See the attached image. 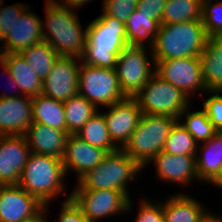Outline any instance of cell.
I'll use <instances>...</instances> for the list:
<instances>
[{
    "label": "cell",
    "instance_id": "6da1fadb",
    "mask_svg": "<svg viewBox=\"0 0 222 222\" xmlns=\"http://www.w3.org/2000/svg\"><path fill=\"white\" fill-rule=\"evenodd\" d=\"M74 10L55 0H46L42 34L43 40L49 43L59 56L81 59L85 49L87 26L85 29L82 27Z\"/></svg>",
    "mask_w": 222,
    "mask_h": 222
},
{
    "label": "cell",
    "instance_id": "7a4b0ae2",
    "mask_svg": "<svg viewBox=\"0 0 222 222\" xmlns=\"http://www.w3.org/2000/svg\"><path fill=\"white\" fill-rule=\"evenodd\" d=\"M127 45L125 24L102 12L87 25L85 49L80 60L89 66L115 69Z\"/></svg>",
    "mask_w": 222,
    "mask_h": 222
},
{
    "label": "cell",
    "instance_id": "3957f363",
    "mask_svg": "<svg viewBox=\"0 0 222 222\" xmlns=\"http://www.w3.org/2000/svg\"><path fill=\"white\" fill-rule=\"evenodd\" d=\"M207 39L202 20L161 24L152 47L154 60L200 57Z\"/></svg>",
    "mask_w": 222,
    "mask_h": 222
},
{
    "label": "cell",
    "instance_id": "277c9868",
    "mask_svg": "<svg viewBox=\"0 0 222 222\" xmlns=\"http://www.w3.org/2000/svg\"><path fill=\"white\" fill-rule=\"evenodd\" d=\"M65 176L62 159L31 152L18 185L43 205H49L58 195H67Z\"/></svg>",
    "mask_w": 222,
    "mask_h": 222
},
{
    "label": "cell",
    "instance_id": "5b68a950",
    "mask_svg": "<svg viewBox=\"0 0 222 222\" xmlns=\"http://www.w3.org/2000/svg\"><path fill=\"white\" fill-rule=\"evenodd\" d=\"M143 168L122 149L107 153L100 164L86 172L77 181L73 190L124 191L129 196L128 182L136 180Z\"/></svg>",
    "mask_w": 222,
    "mask_h": 222
},
{
    "label": "cell",
    "instance_id": "8992f818",
    "mask_svg": "<svg viewBox=\"0 0 222 222\" xmlns=\"http://www.w3.org/2000/svg\"><path fill=\"white\" fill-rule=\"evenodd\" d=\"M178 119L166 115L143 114L122 150L143 169L160 153L172 126Z\"/></svg>",
    "mask_w": 222,
    "mask_h": 222
},
{
    "label": "cell",
    "instance_id": "52a82bcc",
    "mask_svg": "<svg viewBox=\"0 0 222 222\" xmlns=\"http://www.w3.org/2000/svg\"><path fill=\"white\" fill-rule=\"evenodd\" d=\"M143 114L166 115L179 118L190 106V97L156 73L133 97Z\"/></svg>",
    "mask_w": 222,
    "mask_h": 222
},
{
    "label": "cell",
    "instance_id": "ba28073f",
    "mask_svg": "<svg viewBox=\"0 0 222 222\" xmlns=\"http://www.w3.org/2000/svg\"><path fill=\"white\" fill-rule=\"evenodd\" d=\"M78 94L85 97L97 109L109 107L127 98L120 88L115 69L98 68L80 61Z\"/></svg>",
    "mask_w": 222,
    "mask_h": 222
},
{
    "label": "cell",
    "instance_id": "9c48e42d",
    "mask_svg": "<svg viewBox=\"0 0 222 222\" xmlns=\"http://www.w3.org/2000/svg\"><path fill=\"white\" fill-rule=\"evenodd\" d=\"M115 71L123 93L134 97L155 73L152 48L127 45L118 57Z\"/></svg>",
    "mask_w": 222,
    "mask_h": 222
},
{
    "label": "cell",
    "instance_id": "30bf717a",
    "mask_svg": "<svg viewBox=\"0 0 222 222\" xmlns=\"http://www.w3.org/2000/svg\"><path fill=\"white\" fill-rule=\"evenodd\" d=\"M70 199L90 222L132 211L131 197L124 191L72 190Z\"/></svg>",
    "mask_w": 222,
    "mask_h": 222
},
{
    "label": "cell",
    "instance_id": "8fae6325",
    "mask_svg": "<svg viewBox=\"0 0 222 222\" xmlns=\"http://www.w3.org/2000/svg\"><path fill=\"white\" fill-rule=\"evenodd\" d=\"M155 73L182 90L191 99L200 90L208 93L202 78L200 57L154 60ZM192 95V96H191Z\"/></svg>",
    "mask_w": 222,
    "mask_h": 222
},
{
    "label": "cell",
    "instance_id": "7c38bea8",
    "mask_svg": "<svg viewBox=\"0 0 222 222\" xmlns=\"http://www.w3.org/2000/svg\"><path fill=\"white\" fill-rule=\"evenodd\" d=\"M79 58L58 56L42 84V93L58 101L78 94ZM79 62V63H78Z\"/></svg>",
    "mask_w": 222,
    "mask_h": 222
},
{
    "label": "cell",
    "instance_id": "4fadbf2b",
    "mask_svg": "<svg viewBox=\"0 0 222 222\" xmlns=\"http://www.w3.org/2000/svg\"><path fill=\"white\" fill-rule=\"evenodd\" d=\"M106 108L109 111L102 114L106 120L109 136L112 142L122 149L138 125L142 115L141 109L133 97H127Z\"/></svg>",
    "mask_w": 222,
    "mask_h": 222
},
{
    "label": "cell",
    "instance_id": "5bb4252c",
    "mask_svg": "<svg viewBox=\"0 0 222 222\" xmlns=\"http://www.w3.org/2000/svg\"><path fill=\"white\" fill-rule=\"evenodd\" d=\"M31 154L24 135L0 136V185H17Z\"/></svg>",
    "mask_w": 222,
    "mask_h": 222
},
{
    "label": "cell",
    "instance_id": "9a60e30c",
    "mask_svg": "<svg viewBox=\"0 0 222 222\" xmlns=\"http://www.w3.org/2000/svg\"><path fill=\"white\" fill-rule=\"evenodd\" d=\"M44 205L17 185H0V222H20Z\"/></svg>",
    "mask_w": 222,
    "mask_h": 222
},
{
    "label": "cell",
    "instance_id": "2e32d148",
    "mask_svg": "<svg viewBox=\"0 0 222 222\" xmlns=\"http://www.w3.org/2000/svg\"><path fill=\"white\" fill-rule=\"evenodd\" d=\"M28 7L1 41L0 54L20 53L43 40L42 20Z\"/></svg>",
    "mask_w": 222,
    "mask_h": 222
},
{
    "label": "cell",
    "instance_id": "e0dca14e",
    "mask_svg": "<svg viewBox=\"0 0 222 222\" xmlns=\"http://www.w3.org/2000/svg\"><path fill=\"white\" fill-rule=\"evenodd\" d=\"M107 154L102 148L94 147L76 134H69L62 158L65 173H76L77 180L89 170L95 169Z\"/></svg>",
    "mask_w": 222,
    "mask_h": 222
},
{
    "label": "cell",
    "instance_id": "ac0fdd59",
    "mask_svg": "<svg viewBox=\"0 0 222 222\" xmlns=\"http://www.w3.org/2000/svg\"><path fill=\"white\" fill-rule=\"evenodd\" d=\"M151 163L154 164L157 173L156 176H158L161 181L189 186L192 180H199L196 173L195 156L173 155L161 151L156 154L147 165Z\"/></svg>",
    "mask_w": 222,
    "mask_h": 222
},
{
    "label": "cell",
    "instance_id": "d6986e66",
    "mask_svg": "<svg viewBox=\"0 0 222 222\" xmlns=\"http://www.w3.org/2000/svg\"><path fill=\"white\" fill-rule=\"evenodd\" d=\"M32 98H0V136L24 135L33 122Z\"/></svg>",
    "mask_w": 222,
    "mask_h": 222
},
{
    "label": "cell",
    "instance_id": "ffe728a7",
    "mask_svg": "<svg viewBox=\"0 0 222 222\" xmlns=\"http://www.w3.org/2000/svg\"><path fill=\"white\" fill-rule=\"evenodd\" d=\"M24 136L32 153L62 159L69 133L32 122Z\"/></svg>",
    "mask_w": 222,
    "mask_h": 222
},
{
    "label": "cell",
    "instance_id": "44dd1931",
    "mask_svg": "<svg viewBox=\"0 0 222 222\" xmlns=\"http://www.w3.org/2000/svg\"><path fill=\"white\" fill-rule=\"evenodd\" d=\"M165 222H202L211 212L196 198L180 193L162 203Z\"/></svg>",
    "mask_w": 222,
    "mask_h": 222
},
{
    "label": "cell",
    "instance_id": "7402d4cb",
    "mask_svg": "<svg viewBox=\"0 0 222 222\" xmlns=\"http://www.w3.org/2000/svg\"><path fill=\"white\" fill-rule=\"evenodd\" d=\"M197 147L195 161L198 179L210 184L222 170V131H217Z\"/></svg>",
    "mask_w": 222,
    "mask_h": 222
},
{
    "label": "cell",
    "instance_id": "603a6c76",
    "mask_svg": "<svg viewBox=\"0 0 222 222\" xmlns=\"http://www.w3.org/2000/svg\"><path fill=\"white\" fill-rule=\"evenodd\" d=\"M200 62L207 90L222 91V35L208 36Z\"/></svg>",
    "mask_w": 222,
    "mask_h": 222
},
{
    "label": "cell",
    "instance_id": "cb8c5ba5",
    "mask_svg": "<svg viewBox=\"0 0 222 222\" xmlns=\"http://www.w3.org/2000/svg\"><path fill=\"white\" fill-rule=\"evenodd\" d=\"M23 96L36 97L42 93V80L19 53L0 54Z\"/></svg>",
    "mask_w": 222,
    "mask_h": 222
},
{
    "label": "cell",
    "instance_id": "d4e9b609",
    "mask_svg": "<svg viewBox=\"0 0 222 222\" xmlns=\"http://www.w3.org/2000/svg\"><path fill=\"white\" fill-rule=\"evenodd\" d=\"M161 22L149 18V15L136 9L128 17L125 28L127 44L130 46H146L152 48L159 32ZM146 42V43H145Z\"/></svg>",
    "mask_w": 222,
    "mask_h": 222
},
{
    "label": "cell",
    "instance_id": "484cf974",
    "mask_svg": "<svg viewBox=\"0 0 222 222\" xmlns=\"http://www.w3.org/2000/svg\"><path fill=\"white\" fill-rule=\"evenodd\" d=\"M33 122L67 132L62 101L40 94L32 98Z\"/></svg>",
    "mask_w": 222,
    "mask_h": 222
},
{
    "label": "cell",
    "instance_id": "4316f807",
    "mask_svg": "<svg viewBox=\"0 0 222 222\" xmlns=\"http://www.w3.org/2000/svg\"><path fill=\"white\" fill-rule=\"evenodd\" d=\"M90 145L102 148L107 153L119 149L111 140L106 120L102 112L98 111L93 115L76 134Z\"/></svg>",
    "mask_w": 222,
    "mask_h": 222
},
{
    "label": "cell",
    "instance_id": "83f0119b",
    "mask_svg": "<svg viewBox=\"0 0 222 222\" xmlns=\"http://www.w3.org/2000/svg\"><path fill=\"white\" fill-rule=\"evenodd\" d=\"M19 54L42 81L51 71L59 56L51 45L44 40L24 49Z\"/></svg>",
    "mask_w": 222,
    "mask_h": 222
},
{
    "label": "cell",
    "instance_id": "f1b7e54d",
    "mask_svg": "<svg viewBox=\"0 0 222 222\" xmlns=\"http://www.w3.org/2000/svg\"><path fill=\"white\" fill-rule=\"evenodd\" d=\"M201 0H167L162 12L161 24L202 20Z\"/></svg>",
    "mask_w": 222,
    "mask_h": 222
},
{
    "label": "cell",
    "instance_id": "f546056e",
    "mask_svg": "<svg viewBox=\"0 0 222 222\" xmlns=\"http://www.w3.org/2000/svg\"><path fill=\"white\" fill-rule=\"evenodd\" d=\"M63 106L69 134H77L81 127L99 110L79 94L64 101Z\"/></svg>",
    "mask_w": 222,
    "mask_h": 222
},
{
    "label": "cell",
    "instance_id": "4dcf8cb0",
    "mask_svg": "<svg viewBox=\"0 0 222 222\" xmlns=\"http://www.w3.org/2000/svg\"><path fill=\"white\" fill-rule=\"evenodd\" d=\"M190 109V106L187 107L179 115L178 121L198 144L208 141L214 136L217 130L214 128L213 124L208 119L206 112L202 108L201 110L193 112H191Z\"/></svg>",
    "mask_w": 222,
    "mask_h": 222
},
{
    "label": "cell",
    "instance_id": "1f68e13d",
    "mask_svg": "<svg viewBox=\"0 0 222 222\" xmlns=\"http://www.w3.org/2000/svg\"><path fill=\"white\" fill-rule=\"evenodd\" d=\"M198 143L177 120L172 126L162 151L173 155L196 157Z\"/></svg>",
    "mask_w": 222,
    "mask_h": 222
},
{
    "label": "cell",
    "instance_id": "d6a6232c",
    "mask_svg": "<svg viewBox=\"0 0 222 222\" xmlns=\"http://www.w3.org/2000/svg\"><path fill=\"white\" fill-rule=\"evenodd\" d=\"M203 1L202 22L208 36L222 35V1Z\"/></svg>",
    "mask_w": 222,
    "mask_h": 222
},
{
    "label": "cell",
    "instance_id": "836d02e7",
    "mask_svg": "<svg viewBox=\"0 0 222 222\" xmlns=\"http://www.w3.org/2000/svg\"><path fill=\"white\" fill-rule=\"evenodd\" d=\"M4 0H0V44L7 36L16 20L21 14L30 7L27 4L14 3L12 5L4 6ZM4 6V7H3Z\"/></svg>",
    "mask_w": 222,
    "mask_h": 222
},
{
    "label": "cell",
    "instance_id": "e575fe53",
    "mask_svg": "<svg viewBox=\"0 0 222 222\" xmlns=\"http://www.w3.org/2000/svg\"><path fill=\"white\" fill-rule=\"evenodd\" d=\"M102 5L104 14L125 24L132 12L137 9L138 0H103Z\"/></svg>",
    "mask_w": 222,
    "mask_h": 222
},
{
    "label": "cell",
    "instance_id": "d590c367",
    "mask_svg": "<svg viewBox=\"0 0 222 222\" xmlns=\"http://www.w3.org/2000/svg\"><path fill=\"white\" fill-rule=\"evenodd\" d=\"M202 103L203 110L208 119L217 131H222V91H208L207 96Z\"/></svg>",
    "mask_w": 222,
    "mask_h": 222
},
{
    "label": "cell",
    "instance_id": "8d00e7d4",
    "mask_svg": "<svg viewBox=\"0 0 222 222\" xmlns=\"http://www.w3.org/2000/svg\"><path fill=\"white\" fill-rule=\"evenodd\" d=\"M139 201L140 207L134 222H165L162 202L155 200L151 202L144 198Z\"/></svg>",
    "mask_w": 222,
    "mask_h": 222
},
{
    "label": "cell",
    "instance_id": "74e56055",
    "mask_svg": "<svg viewBox=\"0 0 222 222\" xmlns=\"http://www.w3.org/2000/svg\"><path fill=\"white\" fill-rule=\"evenodd\" d=\"M71 194L63 200L58 220L52 222H90L81 212V210L70 199Z\"/></svg>",
    "mask_w": 222,
    "mask_h": 222
},
{
    "label": "cell",
    "instance_id": "f35d334b",
    "mask_svg": "<svg viewBox=\"0 0 222 222\" xmlns=\"http://www.w3.org/2000/svg\"><path fill=\"white\" fill-rule=\"evenodd\" d=\"M166 1L167 0H138L137 9L149 15V18L161 22Z\"/></svg>",
    "mask_w": 222,
    "mask_h": 222
},
{
    "label": "cell",
    "instance_id": "ab89813d",
    "mask_svg": "<svg viewBox=\"0 0 222 222\" xmlns=\"http://www.w3.org/2000/svg\"><path fill=\"white\" fill-rule=\"evenodd\" d=\"M0 67L2 68V73H4V75L6 76L7 75V77H8V81H9V83L12 85H10L11 87H13V88H10V89H14L13 91H12V94L8 91V92H6L5 90V92L3 91V93L2 94H0V98H9V97H15V96H21L22 94H21V90L19 89V86L16 84V82L14 81V79H13V77L11 76V74H10V72H9V68H8V65H7V63H6V61L0 56ZM1 72V71H0ZM3 76V75H2ZM6 77V78H7ZM9 87V86H8ZM17 91V92H16ZM13 92H15V93H13ZM16 93L18 94V95H16Z\"/></svg>",
    "mask_w": 222,
    "mask_h": 222
},
{
    "label": "cell",
    "instance_id": "60d3db41",
    "mask_svg": "<svg viewBox=\"0 0 222 222\" xmlns=\"http://www.w3.org/2000/svg\"><path fill=\"white\" fill-rule=\"evenodd\" d=\"M47 209L48 206L44 205L35 215H33L32 217H29L27 219H24L20 222H45L46 220H48L47 218Z\"/></svg>",
    "mask_w": 222,
    "mask_h": 222
},
{
    "label": "cell",
    "instance_id": "b9f144b4",
    "mask_svg": "<svg viewBox=\"0 0 222 222\" xmlns=\"http://www.w3.org/2000/svg\"><path fill=\"white\" fill-rule=\"evenodd\" d=\"M55 1L61 5L78 10V8L83 7L84 4H87V2L89 3L91 0H60L61 2H59L58 0Z\"/></svg>",
    "mask_w": 222,
    "mask_h": 222
},
{
    "label": "cell",
    "instance_id": "7bdbcfd3",
    "mask_svg": "<svg viewBox=\"0 0 222 222\" xmlns=\"http://www.w3.org/2000/svg\"><path fill=\"white\" fill-rule=\"evenodd\" d=\"M202 222H222V216L211 212Z\"/></svg>",
    "mask_w": 222,
    "mask_h": 222
},
{
    "label": "cell",
    "instance_id": "ee69618b",
    "mask_svg": "<svg viewBox=\"0 0 222 222\" xmlns=\"http://www.w3.org/2000/svg\"><path fill=\"white\" fill-rule=\"evenodd\" d=\"M210 184L222 189V170Z\"/></svg>",
    "mask_w": 222,
    "mask_h": 222
}]
</instances>
